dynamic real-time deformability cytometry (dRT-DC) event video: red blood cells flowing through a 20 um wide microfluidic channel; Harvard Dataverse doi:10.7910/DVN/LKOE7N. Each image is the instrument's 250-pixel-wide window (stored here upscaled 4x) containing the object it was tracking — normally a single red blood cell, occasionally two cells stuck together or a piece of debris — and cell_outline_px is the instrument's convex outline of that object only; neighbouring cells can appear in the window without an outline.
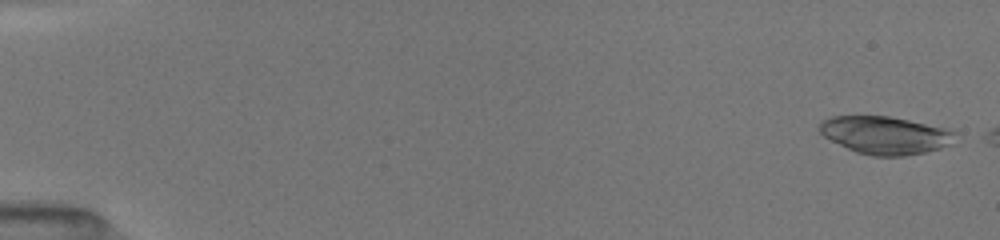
{"species": "common noctule bat (a hibernating species)", "species_latin": "Nyctalus noctula", "temperature_condition": "room temperature", "stored_images_in_passage": 4, "camera_frame_rate_fps": 3000, "um_per_image_px": 0.085, "animal": {"sex": "female", "body_mass_g": 19.5, "forearm_length_mm": 54.1}, "frame": {"image": 1, "passage_image": 1, "time_ms": 0.0, "image_size_px": [1000, 240], "cell_outline_px": [[956, 132], [952, 144], [940, 148], [924, 152], [904, 156], [872, 156], [856, 152], [824, 136], [816, 128], [820, 120], [832, 116], [888, 116], [952, 128]], "centroid_in_image_um": [75.26, 11.47], "position_along_channel_um": 9.7, "area_um2": 30.11}}